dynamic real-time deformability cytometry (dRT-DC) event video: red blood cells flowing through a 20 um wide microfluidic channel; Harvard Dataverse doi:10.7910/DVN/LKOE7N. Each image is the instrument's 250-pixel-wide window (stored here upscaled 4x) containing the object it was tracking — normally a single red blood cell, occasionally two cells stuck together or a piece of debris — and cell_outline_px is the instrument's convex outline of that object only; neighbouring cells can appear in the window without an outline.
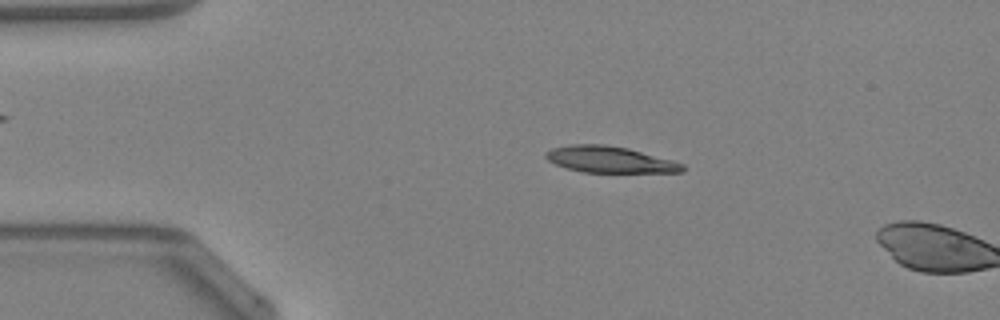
{"species": "Egyptian fruit bat (a non-hibernating species)", "species_latin": "Rousettus aegyptiacus", "temperature_condition": "warm", "stored_images_in_passage": 10, "camera_frame_rate_fps": 3000, "um_per_image_px": 0.085, "animal": {"sex": "female"}, "frame": {"image": 1, "passage_image": 9, "time_ms": 2.667, "image_size_px": [1000, 320], "cell_outline_px": [[684, 172], [584, 172], [568, 168], [556, 164], [548, 160], [544, 156], [544, 152], [552, 148], [568, 144], [604, 144], [628, 148], [672, 160], [684, 164]], "centroid_in_image_um": [51.81, 13.55], "position_along_channel_um": 33.2, "area_um2": 20.92}}